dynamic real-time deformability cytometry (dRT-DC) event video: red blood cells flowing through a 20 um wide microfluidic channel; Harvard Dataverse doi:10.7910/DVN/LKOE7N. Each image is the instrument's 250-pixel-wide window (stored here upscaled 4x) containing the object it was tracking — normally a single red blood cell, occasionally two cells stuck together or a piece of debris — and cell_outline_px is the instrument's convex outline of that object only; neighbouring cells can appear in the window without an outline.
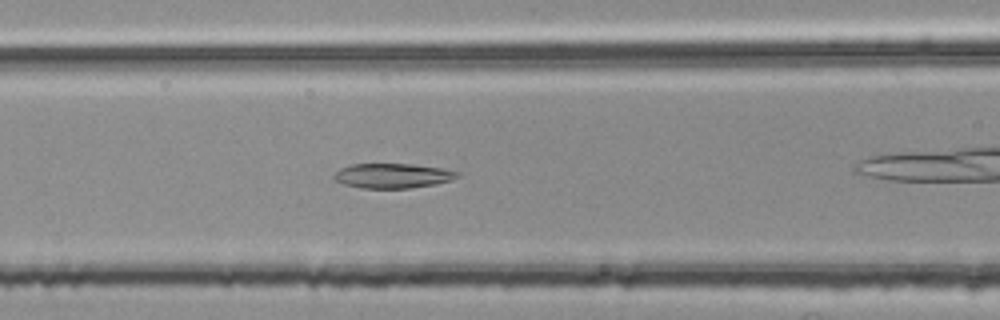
{"species": "common noctule bat (a hibernating species)", "species_latin": "Nyctalus noctula", "temperature_condition": "room temperature", "stored_images_in_passage": 23, "camera_frame_rate_fps": 3000, "um_per_image_px": 0.085, "animal": {"sex": "female", "body_mass_g": 25.1}, "frame": {"image": 1, "passage_image": 17, "time_ms": 5.333, "image_size_px": [1000, 320], "cell_outline_px": [[460, 176], [452, 180], [436, 184], [408, 188], [360, 188], [344, 184], [332, 180], [332, 176], [340, 168], [352, 164], [412, 164], [440, 168], [460, 172]], "centroid_in_image_um": [33.35, 14.94], "position_along_channel_um": 133.2, "area_um2": 17.86}}
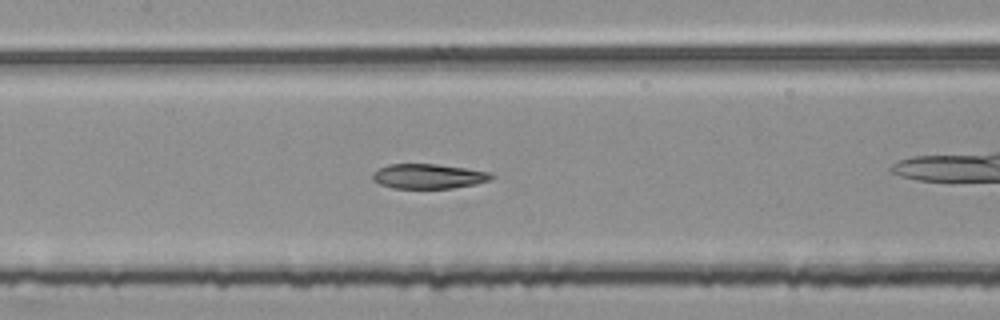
{"frame": {"image": 2, "passage_image": 20, "time_ms": 6.333, "image_size_px": [1000, 320], "cell_outline_px": [[492, 176], [488, 180], [476, 184], [452, 188], [392, 188], [380, 184], [372, 180], [372, 176], [380, 168], [388, 164], [436, 164], [492, 172]], "centroid_in_image_um": [36.41, 14.98], "position_along_channel_um": 171.0, "area_um2": 16.94}}
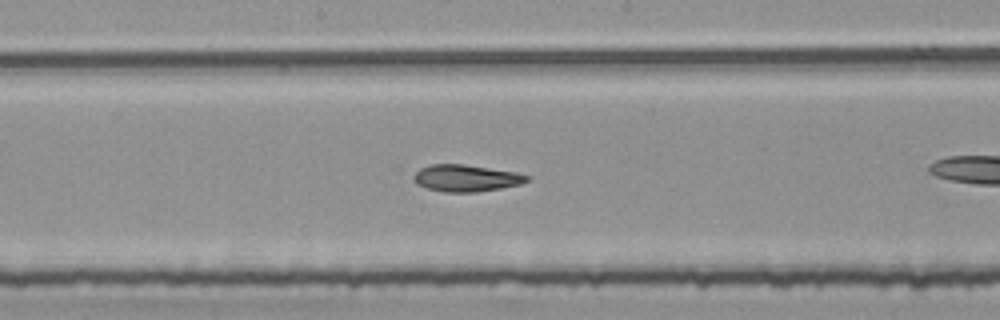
{"frame": {"image": 3, "passage_image": 23, "time_ms": 7.333, "image_size_px": [1000, 320], "cell_outline_px": [[528, 180], [520, 184], [500, 188], [476, 192], [444, 192], [428, 188], [416, 184], [412, 180], [412, 176], [420, 168], [432, 164], [464, 164], [516, 172], [528, 176]], "centroid_in_image_um": [39.56, 15.14], "position_along_channel_um": 208.6, "area_um2": 17.63}}